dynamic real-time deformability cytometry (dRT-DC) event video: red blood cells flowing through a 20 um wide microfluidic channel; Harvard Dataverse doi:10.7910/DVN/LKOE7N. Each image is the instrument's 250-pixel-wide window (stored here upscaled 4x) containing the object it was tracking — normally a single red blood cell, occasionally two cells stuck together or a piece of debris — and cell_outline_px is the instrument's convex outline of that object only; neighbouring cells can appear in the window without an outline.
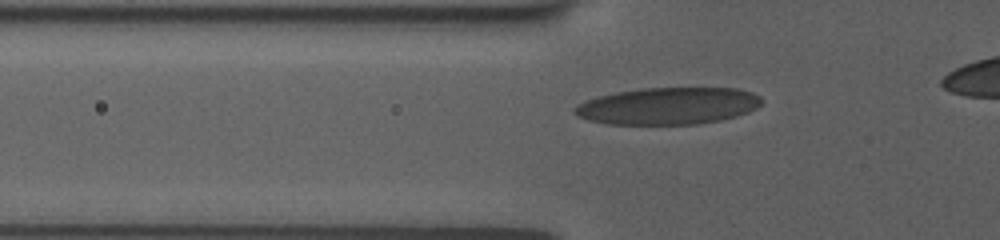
{"species": "human", "species_latin": "Homo sapiens", "temperature_condition": "room temperature", "stored_images_in_passage": 44, "camera_frame_rate_fps": 3000, "um_per_image_px": 0.085, "donor": {"sex": "female"}, "frame": {"image": 1, "passage_image": 14, "time_ms": 4.333, "image_size_px": [1000, 240], "cell_outline_px": [[760, 104], [756, 108], [748, 112], [736, 116], [720, 120], [696, 124], [608, 124], [588, 120], [572, 112], [584, 100], [596, 96], [616, 92], [640, 88], [736, 88], [752, 92], [760, 96]], "centroid_in_image_um": [56.78, 9.0], "position_along_channel_um": 69.0, "area_um2": 40.23}}
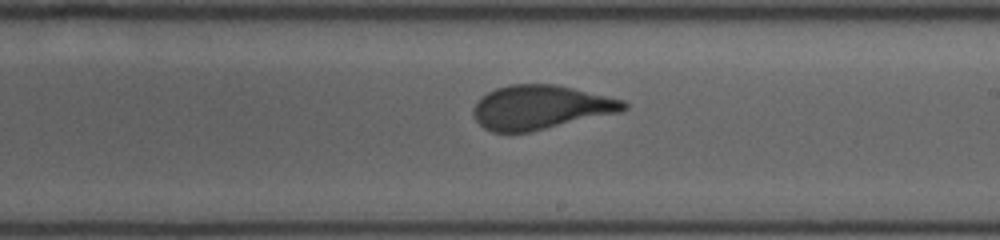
{"frame": {"image": 2, "passage_image": 28, "time_ms": 9.0, "image_size_px": [1000, 240], "cell_outline_px": [[628, 108], [616, 112], [528, 132], [492, 132], [484, 128], [476, 120], [472, 112], [472, 108], [488, 92], [496, 88], [512, 84], [556, 84], [624, 100], [628, 104]], "centroid_in_image_um": [45.91, 9.11], "position_along_channel_um": 243.1, "area_um2": 37.92}}
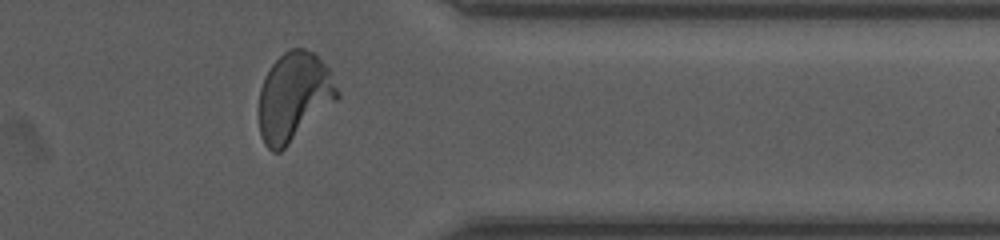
{"frame": {"image": 3, "passage_image": 40, "time_ms": 13.0, "image_size_px": [1000, 240], "cell_outline_px": [[340, 96], [336, 100], [280, 152], [272, 152], [264, 144], [260, 136], [260, 88], [264, 76], [272, 64], [288, 48], [304, 48], [312, 52], [328, 68], [340, 92]], "centroid_in_image_um": [24.97, 8.21], "position_along_channel_um": 386.4, "area_um2": 40.0}}